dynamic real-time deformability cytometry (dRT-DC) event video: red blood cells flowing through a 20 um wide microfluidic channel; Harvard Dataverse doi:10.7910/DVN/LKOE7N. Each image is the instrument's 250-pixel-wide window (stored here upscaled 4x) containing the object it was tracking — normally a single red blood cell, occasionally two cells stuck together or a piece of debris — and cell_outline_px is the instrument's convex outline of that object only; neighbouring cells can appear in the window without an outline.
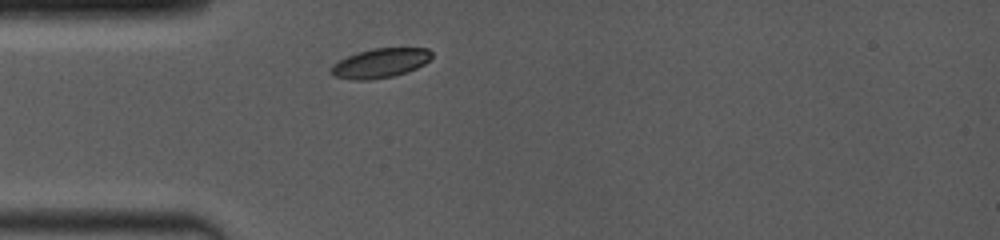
{"species": "common noctule bat (a hibernating species)", "species_latin": "Nyctalus noctula", "temperature_condition": "room temperature", "stored_images_in_passage": 4, "camera_frame_rate_fps": 4000, "um_per_image_px": 0.085, "animal": {"sex": "female", "body_mass_g": 19.0, "forearm_length_mm": 53.3}, "frame": {"image": 1, "passage_image": 1, "time_ms": 0.0, "image_size_px": [1000, 240], "cell_outline_px": [[432, 56], [424, 64], [408, 72], [392, 76], [368, 80], [352, 80], [332, 76], [328, 72], [328, 68], [332, 64], [356, 52], [372, 48], [428, 48], [432, 52]], "centroid_in_image_um": [32.26, 5.37], "position_along_channel_um": 52.7, "area_um2": 17.46}}
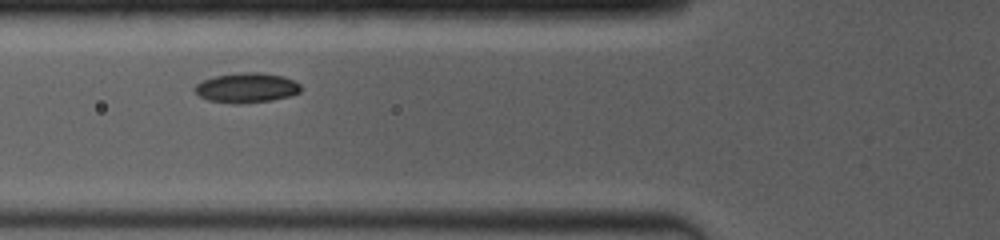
{"frame": {"image": 2, "passage_image": 3, "time_ms": 1.5, "image_size_px": [1000, 240], "cell_outline_px": [[300, 92], [292, 96], [272, 100], [240, 104], [236, 104], [208, 100], [200, 96], [192, 88], [196, 84], [204, 80], [216, 76], [240, 72], [260, 72], [280, 76], [292, 80], [300, 84]], "centroid_in_image_um": [20.95, 7.47], "position_along_channel_um": 104.8, "area_um2": 18.38}}